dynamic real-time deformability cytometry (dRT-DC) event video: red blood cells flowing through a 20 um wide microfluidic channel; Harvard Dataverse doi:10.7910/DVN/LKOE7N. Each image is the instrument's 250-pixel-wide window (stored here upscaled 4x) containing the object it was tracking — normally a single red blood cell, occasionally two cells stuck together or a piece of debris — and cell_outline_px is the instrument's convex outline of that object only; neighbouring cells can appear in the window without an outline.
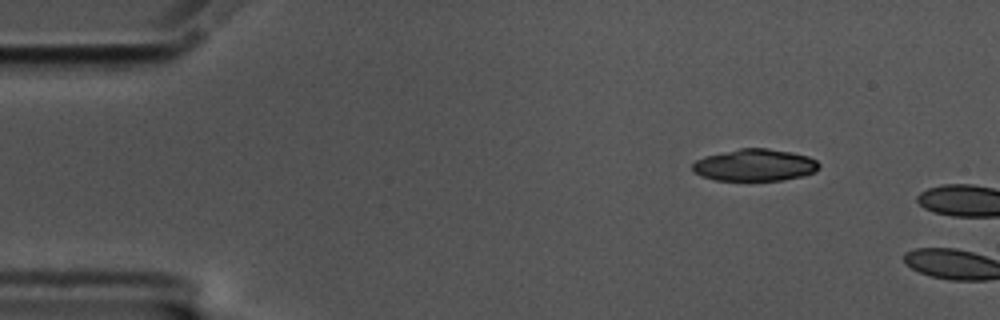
{"species": "common noctule bat (a hibernating species)", "species_latin": "Nyctalus noctula", "temperature_condition": "cold", "stored_images_in_passage": 3, "camera_frame_rate_fps": 3000, "um_per_image_px": 0.085, "animal": {"sex": "male", "body_mass_g": 17.5, "forearm_length_mm": 52.3}, "frame": {"image": 1, "passage_image": 1, "time_ms": 0.0, "image_size_px": [1000, 320], "cell_outline_px": [[820, 168], [816, 172], [804, 176], [780, 180], [712, 180], [700, 176], [692, 172], [692, 164], [696, 160], [704, 156], [740, 148], [768, 148], [792, 152], [808, 156], [816, 160], [820, 164]], "centroid_in_image_um": [64.15, 14.03], "position_along_channel_um": 20.8, "area_um2": 23.87}}